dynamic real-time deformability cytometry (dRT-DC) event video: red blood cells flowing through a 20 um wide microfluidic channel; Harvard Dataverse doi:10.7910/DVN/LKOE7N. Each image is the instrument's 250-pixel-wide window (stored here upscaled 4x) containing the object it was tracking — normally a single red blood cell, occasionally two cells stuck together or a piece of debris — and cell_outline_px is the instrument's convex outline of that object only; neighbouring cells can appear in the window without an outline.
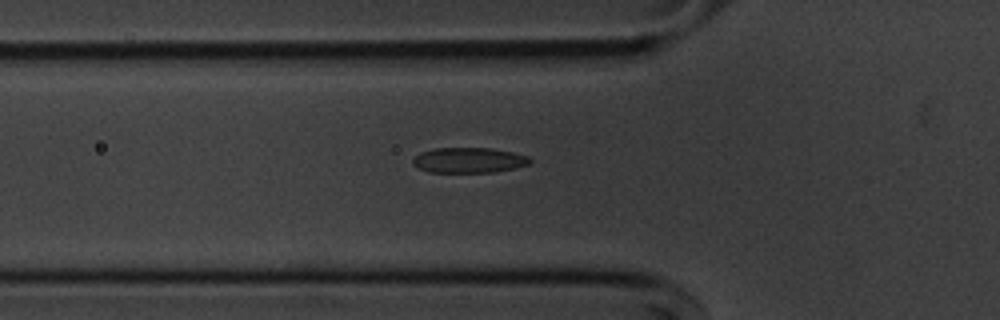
{"species": "common noctule bat (a hibernating species)", "species_latin": "Nyctalus noctula", "temperature_condition": "cold", "stored_images_in_passage": 38, "camera_frame_rate_fps": 3000, "um_per_image_px": 0.085, "animal": {"sex": "male", "body_mass_g": 20.1, "forearm_length_mm": 53.5}, "frame": {"image": 1, "passage_image": 2, "time_ms": 0.333, "image_size_px": [1000, 320], "cell_outline_px": [[532, 160], [528, 164], [516, 168], [492, 172], [428, 172], [412, 164], [412, 160], [420, 152], [436, 148], [492, 148], [512, 152], [528, 156]], "centroid_in_image_um": [39.85, 13.61], "position_along_channel_um": 85.9, "area_um2": 17.22}}
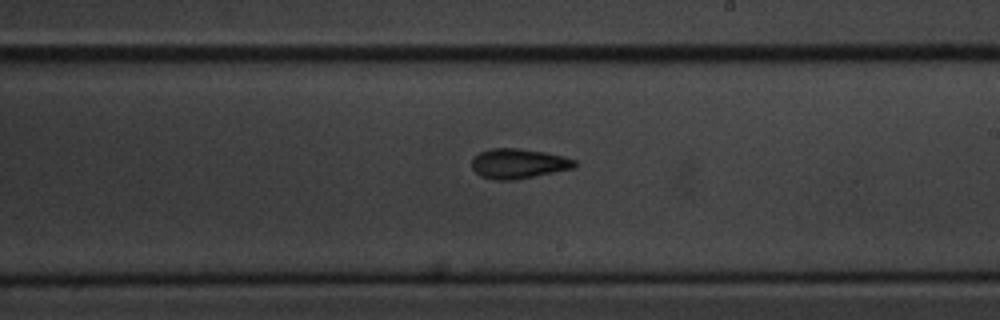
{"frame": {"image": 2, "passage_image": 15, "time_ms": 4.667, "image_size_px": [1000, 320], "cell_outline_px": [[576, 164], [572, 168], [516, 180], [496, 180], [480, 176], [472, 168], [472, 160], [480, 152], [492, 148], [516, 148], [544, 152], [564, 156], [576, 160]], "centroid_in_image_um": [44.05, 13.91], "position_along_channel_um": 244.9, "area_um2": 17.74}}
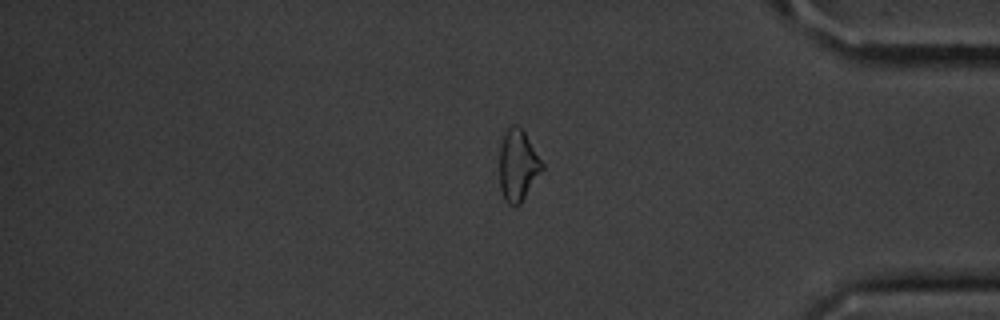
{"frame": {"image": 3, "passage_image": 29, "time_ms": 9.333, "image_size_px": [1000, 320], "cell_outline_px": [[544, 168], [520, 204], [508, 204], [504, 200], [500, 188], [500, 148], [504, 132], [512, 124], [516, 124], [524, 132], [544, 164]], "centroid_in_image_um": [44.02, 14.05], "position_along_channel_um": 391.2, "area_um2": 17.57}}